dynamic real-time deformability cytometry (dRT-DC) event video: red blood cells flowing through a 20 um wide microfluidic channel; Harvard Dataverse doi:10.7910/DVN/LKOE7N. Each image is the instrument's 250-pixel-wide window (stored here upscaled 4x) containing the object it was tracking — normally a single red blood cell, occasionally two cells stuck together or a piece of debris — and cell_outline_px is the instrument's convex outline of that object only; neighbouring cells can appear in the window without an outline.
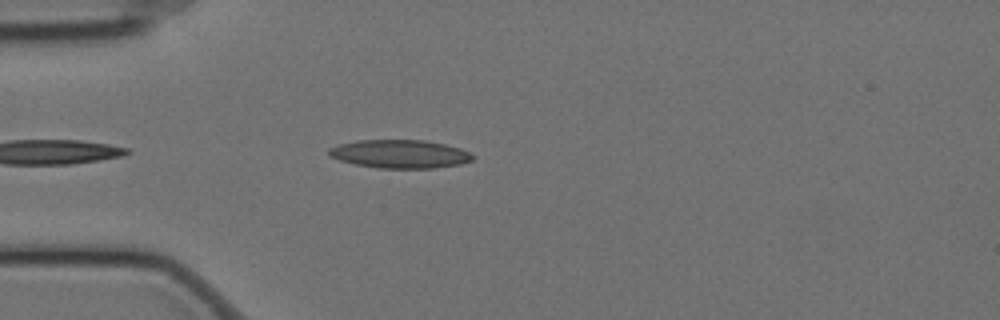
{"species": "Egyptian fruit bat (a non-hibernating species)", "species_latin": "Rousettus aegyptiacus", "temperature_condition": "cold", "stored_images_in_passage": 30, "camera_frame_rate_fps": 3000, "um_per_image_px": 0.085, "animal": {"sex": "female"}, "frame": {"image": 1, "passage_image": 4, "time_ms": 1.0, "image_size_px": [1000, 320], "cell_outline_px": [[476, 156], [472, 160], [460, 164], [436, 168], [380, 168], [356, 164], [340, 160], [328, 156], [328, 148], [340, 144], [356, 140], [424, 140], [444, 144], [460, 148]], "centroid_in_image_um": [33.99, 13.08], "position_along_channel_um": 51.0, "area_um2": 23.76}}
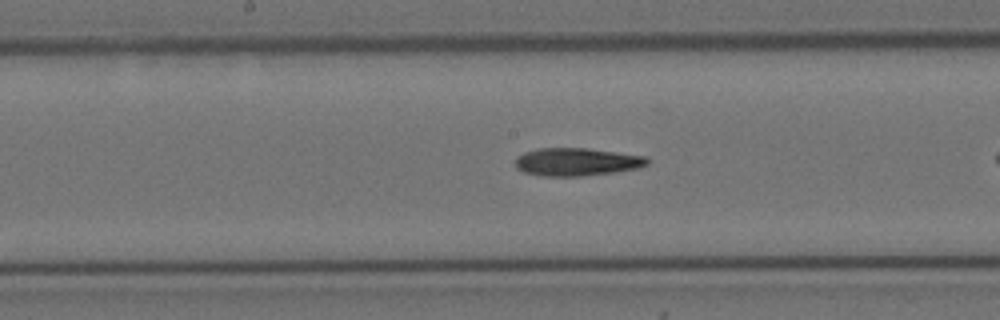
{"frame": {"image": 2, "passage_image": 14, "time_ms": 4.333, "image_size_px": [1000, 320], "cell_outline_px": [[648, 164], [640, 168], [616, 172], [580, 176], [540, 176], [524, 172], [516, 168], [516, 156], [524, 152], [540, 148], [588, 148], [644, 156], [648, 160]], "centroid_in_image_um": [49.0, 13.76], "position_along_channel_um": 199.2, "area_um2": 21.5}}
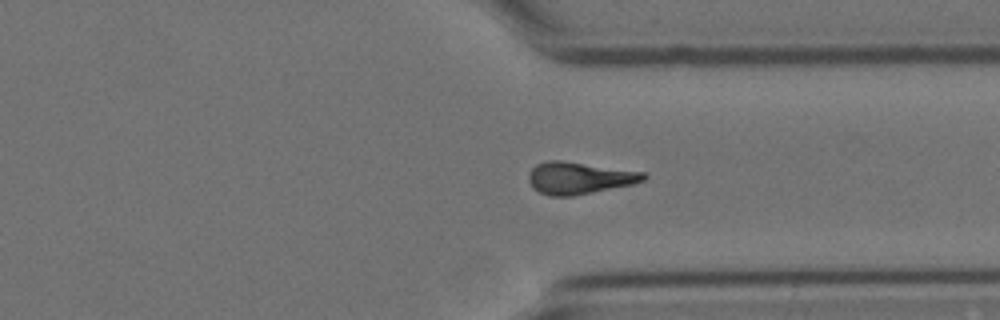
{"frame": {"image": 3, "passage_image": 28, "time_ms": 9.0, "image_size_px": [1000, 320], "cell_outline_px": [[648, 176], [644, 180], [632, 184], [572, 196], [548, 196], [532, 188], [528, 180], [528, 172], [536, 164], [548, 160], [560, 160], [648, 172]], "centroid_in_image_um": [49.22, 15.12], "position_along_channel_um": 362.2, "area_um2": 21.62}}